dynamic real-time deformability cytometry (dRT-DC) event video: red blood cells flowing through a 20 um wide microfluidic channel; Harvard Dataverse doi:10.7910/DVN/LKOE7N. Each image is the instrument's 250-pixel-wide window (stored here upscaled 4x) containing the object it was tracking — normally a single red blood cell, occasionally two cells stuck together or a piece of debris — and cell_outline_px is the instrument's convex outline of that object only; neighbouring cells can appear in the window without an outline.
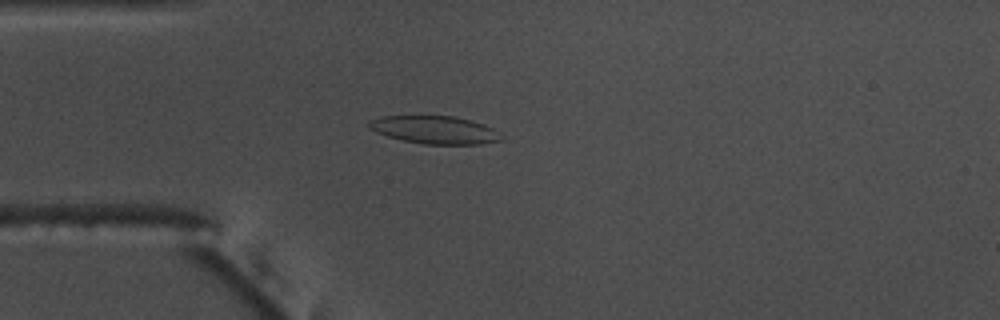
{"species": "common noctule bat (a hibernating species)", "species_latin": "Nyctalus noctula", "temperature_condition": "warm", "stored_images_in_passage": 54, "camera_frame_rate_fps": 3000, "um_per_image_px": 0.085, "animal": {"sex": "male", "body_mass_g": 17.5, "forearm_length_mm": 52.3}, "frame": {"image": 1, "passage_image": 14, "time_ms": 4.333, "image_size_px": [1000, 320], "cell_outline_px": [[504, 140], [480, 144], [424, 144], [404, 140], [388, 136], [376, 132], [368, 128], [368, 120], [380, 116], [452, 116], [472, 120], [484, 124], [492, 128]], "centroid_in_image_um": [36.93, 11.03], "position_along_channel_um": 48.1, "area_um2": 21.39}}
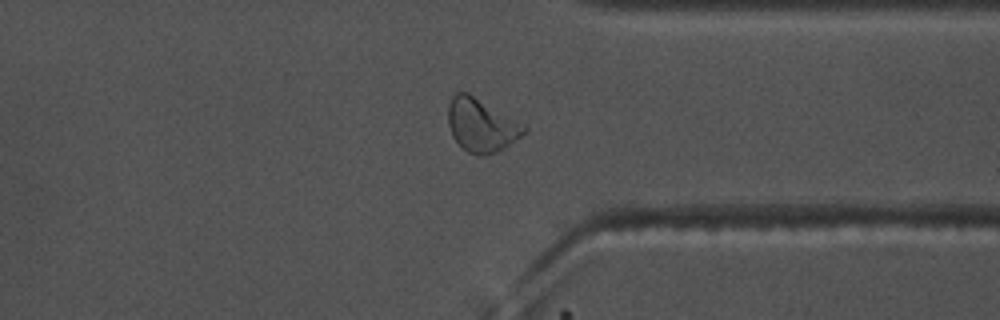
{"frame": {"image": 2, "passage_image": 41, "time_ms": 13.333, "image_size_px": [1000, 320], "cell_outline_px": [[528, 132], [504, 148], [496, 152], [484, 156], [476, 156], [468, 152], [452, 136], [448, 124], [448, 104], [452, 96], [456, 92], [468, 92], [528, 128]], "centroid_in_image_um": [40.89, 10.66], "position_along_channel_um": 370.5, "area_um2": 23.35}}
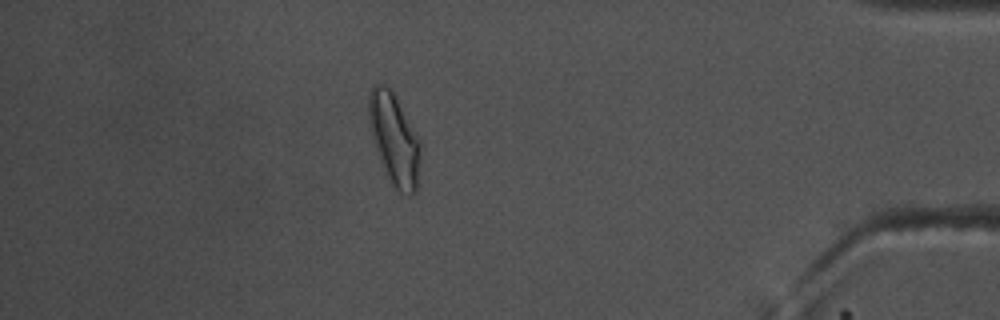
{"frame": {"image": 3, "passage_image": 47, "time_ms": 15.333, "image_size_px": [1000, 320], "cell_outline_px": [[420, 156], [416, 192], [412, 196], [408, 196], [400, 192], [392, 184], [384, 172], [372, 136], [368, 120], [368, 92], [372, 84], [384, 84], [396, 96], [412, 124], [420, 140]], "centroid_in_image_um": [33.5, 11.81], "position_along_channel_um": 401.7, "area_um2": 27.74}, "authors_computed_cell_mechanics": {"area_um2": 21.675, "velocity_mm_per_s": 3.7394, "shape_relaxation_time_tau1_ms": 5.0525, "shape_relaxation_time_tau2_ms": 1.917, "deformation_change_tau1": 0.1535, "deformation_change_tau2": 0.0719}}